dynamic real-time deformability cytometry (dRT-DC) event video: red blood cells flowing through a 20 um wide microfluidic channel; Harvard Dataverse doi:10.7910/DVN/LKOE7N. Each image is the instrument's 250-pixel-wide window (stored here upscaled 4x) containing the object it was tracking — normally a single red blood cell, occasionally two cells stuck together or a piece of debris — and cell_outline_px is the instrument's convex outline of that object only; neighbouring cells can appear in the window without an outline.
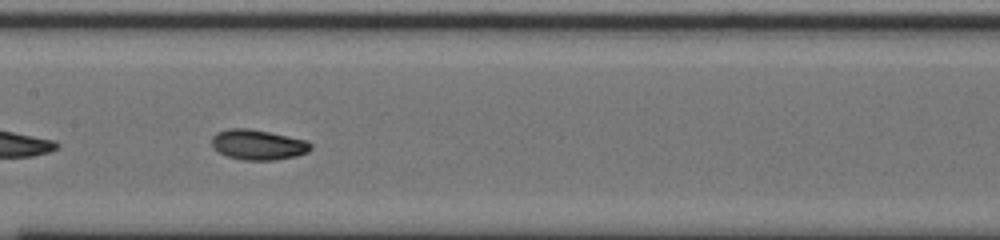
{"species": "common noctule bat (a hibernating species)", "species_latin": "Nyctalus noctula", "temperature_condition": "cold", "stored_images_in_passage": 32, "camera_frame_rate_fps": 3000, "um_per_image_px": 0.085, "animal": {"sex": "male", "body_mass_g": 20.0, "forearm_length_mm": 53.3}, "frame": {"image": 1, "passage_image": 14, "time_ms": 4.333, "image_size_px": [1000, 240], "cell_outline_px": [[312, 148], [308, 152], [296, 156], [276, 160], [244, 160], [228, 156], [220, 152], [212, 144], [212, 136], [216, 132], [228, 128], [248, 128], [308, 140], [312, 144]], "centroid_in_image_um": [21.97, 12.29], "position_along_channel_um": 185.4, "area_um2": 17.4}, "authors_computed_cell_mechanics": {"area_um2": 17.1088, "velocity_mm_per_s": 3.6939, "shape_relaxation_time_tau1_ms": 3.399, "shape_relaxation_time_tau2_ms": 2.7814, "deformation_change_tau1": 0.1318, "deformation_change_tau2": 0.0478}}